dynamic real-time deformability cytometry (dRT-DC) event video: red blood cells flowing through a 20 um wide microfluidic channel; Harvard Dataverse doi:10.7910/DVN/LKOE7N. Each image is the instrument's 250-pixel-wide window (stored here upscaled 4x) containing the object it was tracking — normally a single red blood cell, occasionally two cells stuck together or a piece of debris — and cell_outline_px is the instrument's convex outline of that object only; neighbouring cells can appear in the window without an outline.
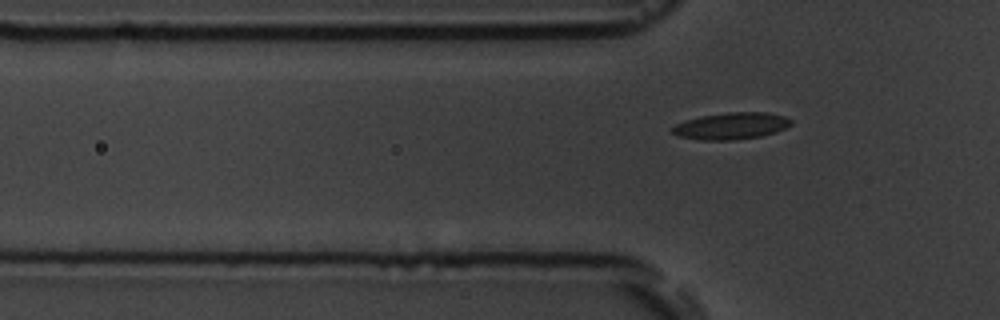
{"species": "common noctule bat (a hibernating species)", "species_latin": "Nyctalus noctula", "temperature_condition": "room temperature", "stored_images_in_passage": 6, "camera_frame_rate_fps": 3000, "um_per_image_px": 0.085, "animal": {"sex": "male", "body_mass_g": 19.5, "forearm_length_mm": 54.6}, "frame": {"image": 1, "passage_image": 6, "time_ms": 6.667, "image_size_px": [1000, 320], "cell_outline_px": [[792, 124], [776, 132], [760, 136], [736, 140], [700, 140], [680, 136], [672, 132], [672, 128], [676, 124], [684, 120], [700, 116], [728, 112], [768, 112], [784, 116], [792, 120]], "centroid_in_image_um": [62.16, 10.7], "position_along_channel_um": 63.6, "area_um2": 18.55}}